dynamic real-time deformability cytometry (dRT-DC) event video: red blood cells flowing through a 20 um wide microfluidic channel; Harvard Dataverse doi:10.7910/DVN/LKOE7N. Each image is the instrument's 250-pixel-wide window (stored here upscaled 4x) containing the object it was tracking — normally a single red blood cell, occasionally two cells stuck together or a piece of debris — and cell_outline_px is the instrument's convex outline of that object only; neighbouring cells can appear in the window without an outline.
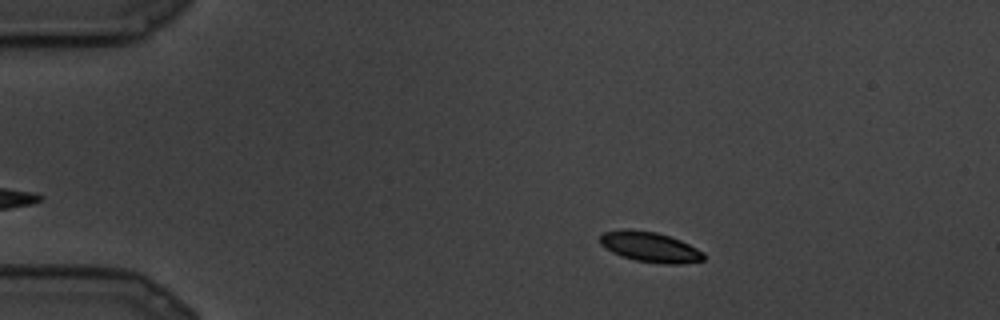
{"species": "common noctule bat (a hibernating species)", "species_latin": "Nyctalus noctula", "temperature_condition": "cold", "stored_images_in_passage": 9, "camera_frame_rate_fps": 3000, "um_per_image_px": 0.085, "animal": {"sex": "male", "body_mass_g": 19.5, "forearm_length_mm": 54.6}, "frame": {"image": 1, "passage_image": 1, "time_ms": 0.0, "image_size_px": [1000, 320], "cell_outline_px": [[704, 260], [680, 264], [664, 264], [636, 260], [612, 252], [600, 244], [600, 236], [604, 232], [624, 228], [632, 228], [656, 232], [680, 240], [704, 252]], "centroid_in_image_um": [55.24, 20.98], "position_along_channel_um": 29.8, "area_um2": 18.21}}
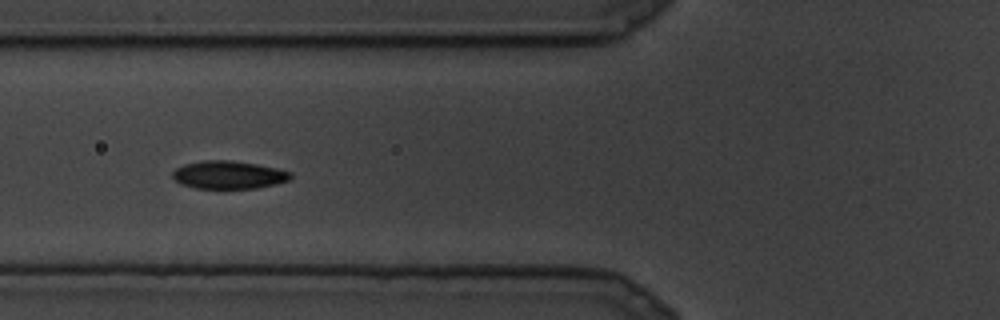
{"frame": {"image": 2, "passage_image": 6, "time_ms": 1.667, "image_size_px": [1000, 320], "cell_outline_px": [[292, 176], [288, 180], [276, 184], [256, 188], [196, 188], [180, 184], [172, 176], [172, 172], [176, 168], [184, 164], [204, 160], [232, 160], [256, 164], [276, 168], [292, 172]], "centroid_in_image_um": [19.42, 14.86], "position_along_channel_um": 106.4, "area_um2": 19.19}}
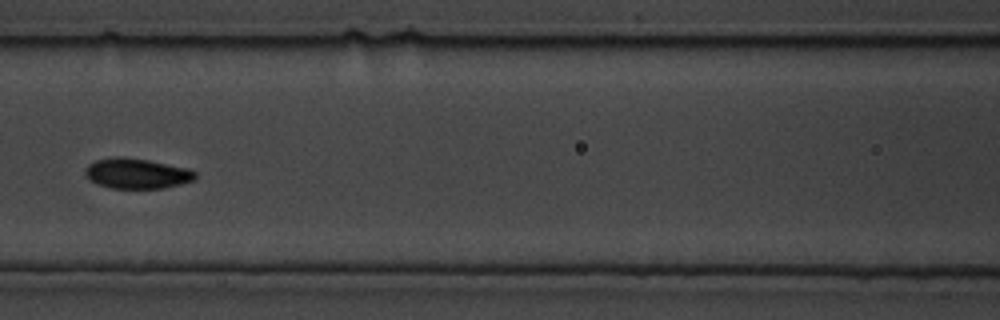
{"frame": {"image": 3, "passage_image": 8, "time_ms": 2.333, "image_size_px": [1000, 320], "cell_outline_px": [[196, 180], [164, 188], [112, 188], [100, 184], [92, 180], [84, 172], [84, 168], [88, 164], [96, 160], [112, 156], [124, 156], [148, 160], [188, 168], [196, 172]], "centroid_in_image_um": [11.65, 14.73], "position_along_channel_um": 155.0, "area_um2": 19.42}}